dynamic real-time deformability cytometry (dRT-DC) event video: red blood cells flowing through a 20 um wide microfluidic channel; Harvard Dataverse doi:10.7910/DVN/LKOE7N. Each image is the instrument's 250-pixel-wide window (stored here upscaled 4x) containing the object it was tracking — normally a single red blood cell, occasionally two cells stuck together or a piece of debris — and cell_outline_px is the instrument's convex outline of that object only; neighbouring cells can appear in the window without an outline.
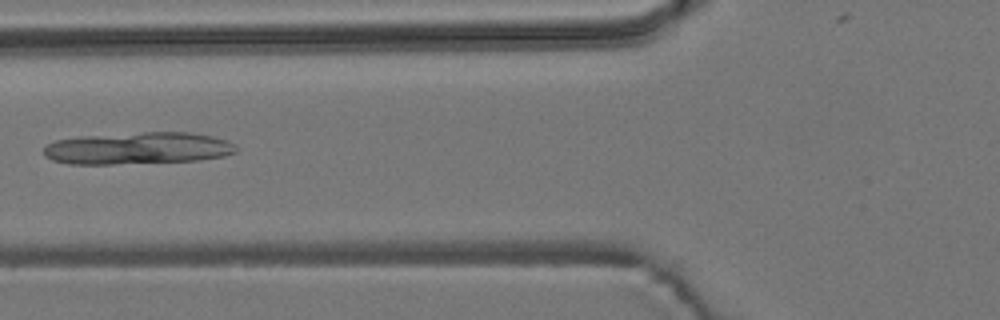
{"species": "common noctule bat (a hibernating species)", "species_latin": "Nyctalus noctula", "temperature_condition": "room temperature", "stored_images_in_passage": 5, "camera_frame_rate_fps": 3000, "um_per_image_px": 0.085, "animal": {"sex": "male", "body_mass_g": 19.2, "forearm_length_mm": 51.8}, "frame": {"image": 1, "passage_image": 5, "time_ms": 1.333, "image_size_px": [1000, 320], "cell_outline_px": [[236, 152], [224, 156], [200, 160], [112, 164], [68, 164], [52, 160], [44, 156], [44, 148], [48, 144], [56, 140], [80, 136], [144, 132], [188, 132], [212, 136], [228, 140], [236, 144]], "centroid_in_image_um": [11.73, 12.6], "position_along_channel_um": 114.1, "area_um2": 36.07}}